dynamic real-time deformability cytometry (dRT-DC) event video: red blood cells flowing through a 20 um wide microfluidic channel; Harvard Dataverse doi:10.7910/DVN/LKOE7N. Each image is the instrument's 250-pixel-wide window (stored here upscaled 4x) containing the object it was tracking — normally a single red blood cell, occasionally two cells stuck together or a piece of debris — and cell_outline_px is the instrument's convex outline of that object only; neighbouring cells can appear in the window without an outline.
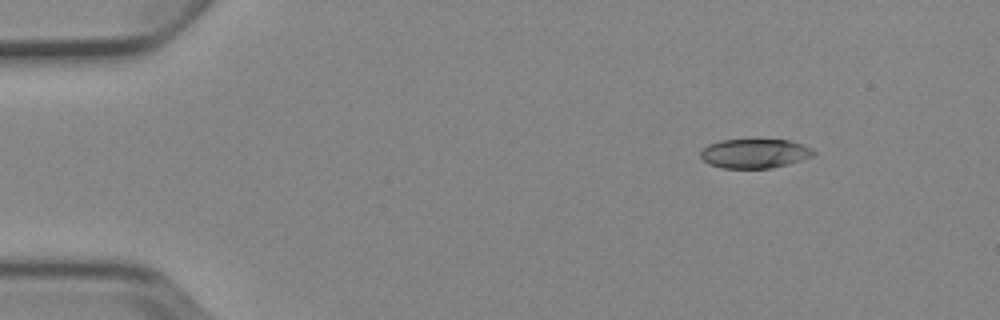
{"species": "Egyptian fruit bat (a non-hibernating species)", "species_latin": "Rousettus aegyptiacus", "temperature_condition": "cold", "stored_images_in_passage": 3, "camera_frame_rate_fps": 3000, "um_per_image_px": 0.085, "animal": {"sex": "female"}, "frame": {"image": 1, "passage_image": 1, "time_ms": 0.0, "image_size_px": [1000, 320], "cell_outline_px": [[816, 152], [812, 156], [788, 164], [772, 168], [724, 168], [708, 164], [700, 156], [700, 152], [708, 144], [720, 140], [788, 140], [804, 144], [812, 148]], "centroid_in_image_um": [64.15, 13.04], "position_along_channel_um": 20.9, "area_um2": 19.25}}
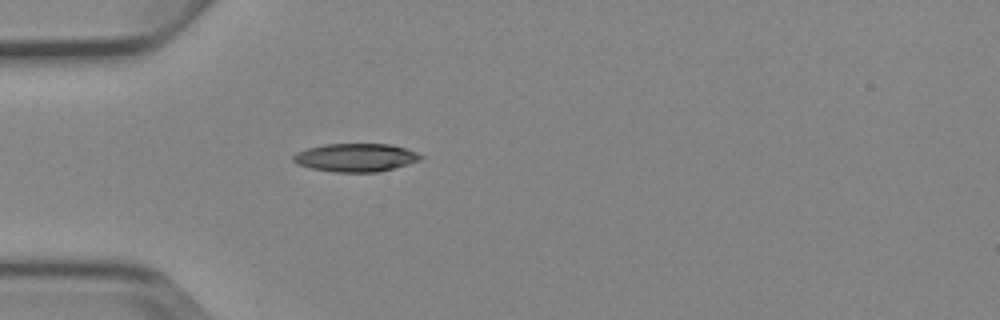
{"frame": {"image": 2, "passage_image": 3, "time_ms": 3.0, "image_size_px": [1000, 320], "cell_outline_px": [[424, 156], [420, 160], [408, 164], [376, 172], [332, 172], [312, 168], [296, 164], [292, 160], [292, 156], [296, 152], [308, 148], [324, 144], [392, 144], [416, 152]], "centroid_in_image_um": [30.2, 13.39], "position_along_channel_um": 54.8, "area_um2": 20.92}}